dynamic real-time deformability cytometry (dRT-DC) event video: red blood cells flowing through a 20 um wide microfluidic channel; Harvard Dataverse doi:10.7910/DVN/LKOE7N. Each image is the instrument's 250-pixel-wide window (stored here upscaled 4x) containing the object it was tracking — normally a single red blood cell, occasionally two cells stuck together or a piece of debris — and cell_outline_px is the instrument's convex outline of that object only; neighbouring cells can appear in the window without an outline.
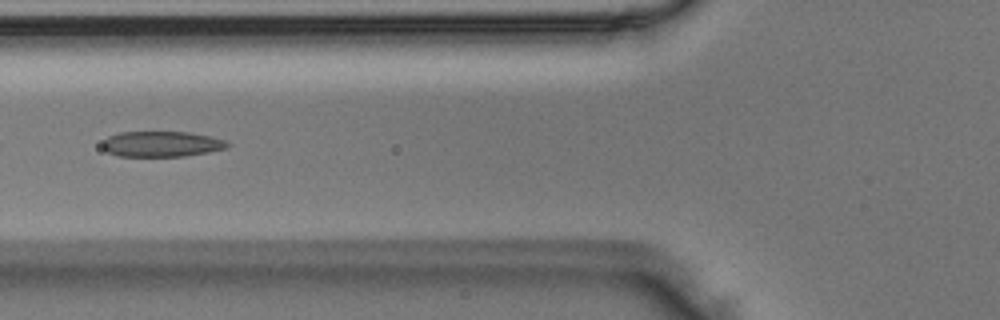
{"species": "Egyptian fruit bat (a non-hibernating species)", "species_latin": "Rousettus aegyptiacus", "temperature_condition": "room temperature", "stored_images_in_passage": 42, "camera_frame_rate_fps": 3000, "um_per_image_px": 0.085, "animal": {"sex": "male"}, "frame": {"image": 1, "passage_image": 11, "time_ms": 3.333, "image_size_px": [1000, 320], "cell_outline_px": [[232, 144], [224, 148], [208, 152], [184, 156], [116, 156], [108, 152], [100, 144], [108, 136], [120, 132], [192, 132], [212, 136], [224, 140]], "centroid_in_image_um": [13.73, 12.23], "position_along_channel_um": 112.1, "area_um2": 18.67}}
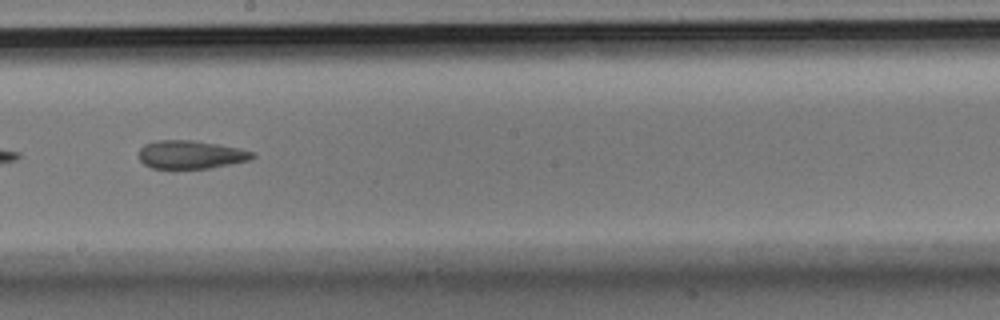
{"frame": {"image": 2, "passage_image": 20, "time_ms": 6.333, "image_size_px": [1000, 320], "cell_outline_px": [[256, 156], [248, 160], [208, 168], [152, 168], [144, 164], [140, 160], [140, 148], [144, 144], [156, 140], [196, 140], [220, 144], [240, 148], [256, 152]], "centroid_in_image_um": [16.23, 13.12], "position_along_channel_um": 232.0, "area_um2": 18.73}}
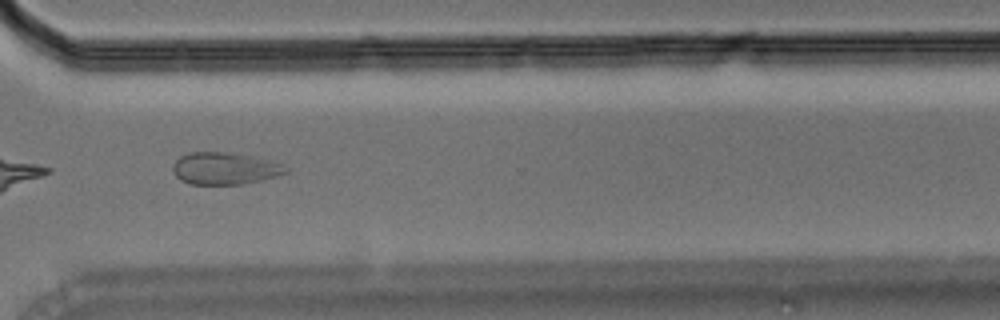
{"frame": {"image": 3, "passage_image": 29, "time_ms": 9.333, "image_size_px": [1000, 320], "cell_outline_px": [[288, 172], [276, 176], [260, 180], [240, 184], [192, 184], [180, 180], [172, 172], [172, 164], [180, 156], [188, 152], [224, 152], [252, 156], [280, 164], [288, 168]], "centroid_in_image_um": [19.04, 14.31], "position_along_channel_um": 351.6, "area_um2": 20.92}}